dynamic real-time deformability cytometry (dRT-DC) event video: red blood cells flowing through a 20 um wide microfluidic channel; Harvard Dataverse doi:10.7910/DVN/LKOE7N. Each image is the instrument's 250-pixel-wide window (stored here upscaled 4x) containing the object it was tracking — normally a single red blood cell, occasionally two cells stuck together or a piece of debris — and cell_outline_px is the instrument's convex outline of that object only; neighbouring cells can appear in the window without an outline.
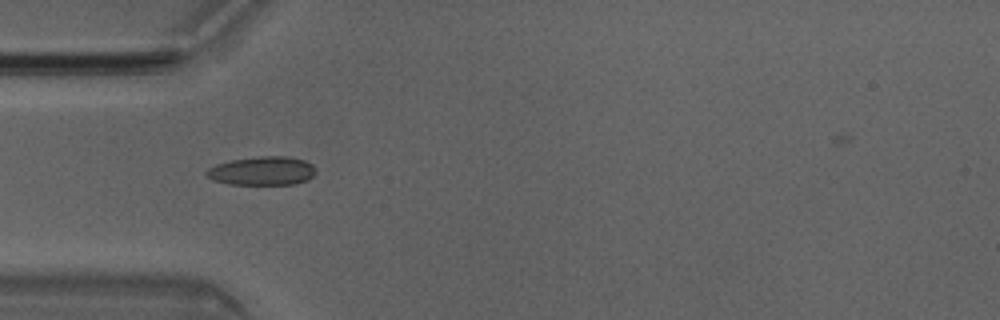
{"species": "Egyptian fruit bat (a non-hibernating species)", "species_latin": "Rousettus aegyptiacus", "temperature_condition": "room temperature", "stored_images_in_passage": 6, "camera_frame_rate_fps": 3000, "um_per_image_px": 0.085, "animal": {"sex": "male"}, "frame": {"image": 1, "passage_image": 4, "time_ms": 1.0, "image_size_px": [1000, 320], "cell_outline_px": [[316, 172], [308, 180], [296, 184], [228, 184], [212, 180], [204, 172], [208, 168], [216, 164], [232, 160], [260, 156], [288, 156], [304, 160], [312, 164]], "centroid_in_image_um": [22.29, 14.52], "position_along_channel_um": 62.7, "area_um2": 18.32}}